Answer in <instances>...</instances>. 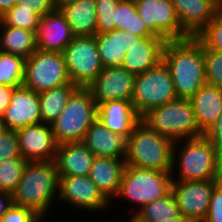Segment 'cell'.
Segmentation results:
<instances>
[{"label":"cell","mask_w":222,"mask_h":222,"mask_svg":"<svg viewBox=\"0 0 222 222\" xmlns=\"http://www.w3.org/2000/svg\"><path fill=\"white\" fill-rule=\"evenodd\" d=\"M70 82L62 53L36 50L25 59L22 86L41 93Z\"/></svg>","instance_id":"cell-9"},{"label":"cell","mask_w":222,"mask_h":222,"mask_svg":"<svg viewBox=\"0 0 222 222\" xmlns=\"http://www.w3.org/2000/svg\"><path fill=\"white\" fill-rule=\"evenodd\" d=\"M203 222H222V186L219 183L212 191L209 209Z\"/></svg>","instance_id":"cell-39"},{"label":"cell","mask_w":222,"mask_h":222,"mask_svg":"<svg viewBox=\"0 0 222 222\" xmlns=\"http://www.w3.org/2000/svg\"><path fill=\"white\" fill-rule=\"evenodd\" d=\"M73 38L66 17L60 10L40 18L36 31L37 50L62 53Z\"/></svg>","instance_id":"cell-18"},{"label":"cell","mask_w":222,"mask_h":222,"mask_svg":"<svg viewBox=\"0 0 222 222\" xmlns=\"http://www.w3.org/2000/svg\"><path fill=\"white\" fill-rule=\"evenodd\" d=\"M59 174L54 160L27 162L21 179L12 193L16 206L33 210L43 220L58 200Z\"/></svg>","instance_id":"cell-2"},{"label":"cell","mask_w":222,"mask_h":222,"mask_svg":"<svg viewBox=\"0 0 222 222\" xmlns=\"http://www.w3.org/2000/svg\"><path fill=\"white\" fill-rule=\"evenodd\" d=\"M44 220L37 215L33 210L16 206H12L8 209L6 214L0 220V222H43Z\"/></svg>","instance_id":"cell-38"},{"label":"cell","mask_w":222,"mask_h":222,"mask_svg":"<svg viewBox=\"0 0 222 222\" xmlns=\"http://www.w3.org/2000/svg\"><path fill=\"white\" fill-rule=\"evenodd\" d=\"M139 16L156 36L183 40L189 36L182 30L171 0H134Z\"/></svg>","instance_id":"cell-13"},{"label":"cell","mask_w":222,"mask_h":222,"mask_svg":"<svg viewBox=\"0 0 222 222\" xmlns=\"http://www.w3.org/2000/svg\"><path fill=\"white\" fill-rule=\"evenodd\" d=\"M25 58L0 51V84L10 87L22 86Z\"/></svg>","instance_id":"cell-31"},{"label":"cell","mask_w":222,"mask_h":222,"mask_svg":"<svg viewBox=\"0 0 222 222\" xmlns=\"http://www.w3.org/2000/svg\"><path fill=\"white\" fill-rule=\"evenodd\" d=\"M28 161L21 158L4 159L0 162V191L12 194L18 185Z\"/></svg>","instance_id":"cell-33"},{"label":"cell","mask_w":222,"mask_h":222,"mask_svg":"<svg viewBox=\"0 0 222 222\" xmlns=\"http://www.w3.org/2000/svg\"><path fill=\"white\" fill-rule=\"evenodd\" d=\"M57 201H63L74 209L85 210V213H102L112 206L89 176H59Z\"/></svg>","instance_id":"cell-11"},{"label":"cell","mask_w":222,"mask_h":222,"mask_svg":"<svg viewBox=\"0 0 222 222\" xmlns=\"http://www.w3.org/2000/svg\"><path fill=\"white\" fill-rule=\"evenodd\" d=\"M126 166L125 159L95 157L89 178L111 202L117 195Z\"/></svg>","instance_id":"cell-24"},{"label":"cell","mask_w":222,"mask_h":222,"mask_svg":"<svg viewBox=\"0 0 222 222\" xmlns=\"http://www.w3.org/2000/svg\"><path fill=\"white\" fill-rule=\"evenodd\" d=\"M83 143L95 157L125 159L127 137L111 132L98 119L90 125Z\"/></svg>","instance_id":"cell-22"},{"label":"cell","mask_w":222,"mask_h":222,"mask_svg":"<svg viewBox=\"0 0 222 222\" xmlns=\"http://www.w3.org/2000/svg\"><path fill=\"white\" fill-rule=\"evenodd\" d=\"M218 183L222 186V156L220 157V160H219Z\"/></svg>","instance_id":"cell-47"},{"label":"cell","mask_w":222,"mask_h":222,"mask_svg":"<svg viewBox=\"0 0 222 222\" xmlns=\"http://www.w3.org/2000/svg\"><path fill=\"white\" fill-rule=\"evenodd\" d=\"M15 88L16 87L0 84V117H2L5 110L10 105L11 96Z\"/></svg>","instance_id":"cell-42"},{"label":"cell","mask_w":222,"mask_h":222,"mask_svg":"<svg viewBox=\"0 0 222 222\" xmlns=\"http://www.w3.org/2000/svg\"><path fill=\"white\" fill-rule=\"evenodd\" d=\"M177 97L190 99L206 84L204 49L195 37L168 40L162 51Z\"/></svg>","instance_id":"cell-1"},{"label":"cell","mask_w":222,"mask_h":222,"mask_svg":"<svg viewBox=\"0 0 222 222\" xmlns=\"http://www.w3.org/2000/svg\"><path fill=\"white\" fill-rule=\"evenodd\" d=\"M218 180L179 181L172 180L171 192L179 214L192 222H203L211 201L212 191Z\"/></svg>","instance_id":"cell-12"},{"label":"cell","mask_w":222,"mask_h":222,"mask_svg":"<svg viewBox=\"0 0 222 222\" xmlns=\"http://www.w3.org/2000/svg\"><path fill=\"white\" fill-rule=\"evenodd\" d=\"M39 20L40 17L33 10L21 7L20 2L0 16V22L3 25L34 32L37 31Z\"/></svg>","instance_id":"cell-32"},{"label":"cell","mask_w":222,"mask_h":222,"mask_svg":"<svg viewBox=\"0 0 222 222\" xmlns=\"http://www.w3.org/2000/svg\"><path fill=\"white\" fill-rule=\"evenodd\" d=\"M78 86L72 82L39 93L40 114L44 124L51 125L65 108Z\"/></svg>","instance_id":"cell-28"},{"label":"cell","mask_w":222,"mask_h":222,"mask_svg":"<svg viewBox=\"0 0 222 222\" xmlns=\"http://www.w3.org/2000/svg\"><path fill=\"white\" fill-rule=\"evenodd\" d=\"M74 36L96 35L97 11L95 0H78L60 9Z\"/></svg>","instance_id":"cell-26"},{"label":"cell","mask_w":222,"mask_h":222,"mask_svg":"<svg viewBox=\"0 0 222 222\" xmlns=\"http://www.w3.org/2000/svg\"><path fill=\"white\" fill-rule=\"evenodd\" d=\"M195 38L203 49L222 52V14L218 12Z\"/></svg>","instance_id":"cell-34"},{"label":"cell","mask_w":222,"mask_h":222,"mask_svg":"<svg viewBox=\"0 0 222 222\" xmlns=\"http://www.w3.org/2000/svg\"><path fill=\"white\" fill-rule=\"evenodd\" d=\"M37 50L36 32L0 22V51L27 59Z\"/></svg>","instance_id":"cell-27"},{"label":"cell","mask_w":222,"mask_h":222,"mask_svg":"<svg viewBox=\"0 0 222 222\" xmlns=\"http://www.w3.org/2000/svg\"><path fill=\"white\" fill-rule=\"evenodd\" d=\"M11 158H21L18 136L14 130H5L0 135V162Z\"/></svg>","instance_id":"cell-37"},{"label":"cell","mask_w":222,"mask_h":222,"mask_svg":"<svg viewBox=\"0 0 222 222\" xmlns=\"http://www.w3.org/2000/svg\"><path fill=\"white\" fill-rule=\"evenodd\" d=\"M70 81L88 87L103 70L95 35L74 36L62 52Z\"/></svg>","instance_id":"cell-10"},{"label":"cell","mask_w":222,"mask_h":222,"mask_svg":"<svg viewBox=\"0 0 222 222\" xmlns=\"http://www.w3.org/2000/svg\"><path fill=\"white\" fill-rule=\"evenodd\" d=\"M95 155L83 142L57 146L54 162L59 176H89Z\"/></svg>","instance_id":"cell-21"},{"label":"cell","mask_w":222,"mask_h":222,"mask_svg":"<svg viewBox=\"0 0 222 222\" xmlns=\"http://www.w3.org/2000/svg\"><path fill=\"white\" fill-rule=\"evenodd\" d=\"M189 100L198 128L204 134L222 113V89L206 83Z\"/></svg>","instance_id":"cell-25"},{"label":"cell","mask_w":222,"mask_h":222,"mask_svg":"<svg viewBox=\"0 0 222 222\" xmlns=\"http://www.w3.org/2000/svg\"><path fill=\"white\" fill-rule=\"evenodd\" d=\"M171 172H162L125 166L117 195L111 201H129L139 210L142 206L157 201L171 191ZM122 198V199H121ZM138 205V206H137Z\"/></svg>","instance_id":"cell-7"},{"label":"cell","mask_w":222,"mask_h":222,"mask_svg":"<svg viewBox=\"0 0 222 222\" xmlns=\"http://www.w3.org/2000/svg\"><path fill=\"white\" fill-rule=\"evenodd\" d=\"M135 77L123 67H106L87 88L97 105L113 100L131 101Z\"/></svg>","instance_id":"cell-14"},{"label":"cell","mask_w":222,"mask_h":222,"mask_svg":"<svg viewBox=\"0 0 222 222\" xmlns=\"http://www.w3.org/2000/svg\"><path fill=\"white\" fill-rule=\"evenodd\" d=\"M215 147L219 157L222 156V113L203 134Z\"/></svg>","instance_id":"cell-40"},{"label":"cell","mask_w":222,"mask_h":222,"mask_svg":"<svg viewBox=\"0 0 222 222\" xmlns=\"http://www.w3.org/2000/svg\"><path fill=\"white\" fill-rule=\"evenodd\" d=\"M17 3L18 0H0V16L13 8Z\"/></svg>","instance_id":"cell-44"},{"label":"cell","mask_w":222,"mask_h":222,"mask_svg":"<svg viewBox=\"0 0 222 222\" xmlns=\"http://www.w3.org/2000/svg\"><path fill=\"white\" fill-rule=\"evenodd\" d=\"M178 99L168 66L161 60L135 77L132 105L142 118L151 109Z\"/></svg>","instance_id":"cell-8"},{"label":"cell","mask_w":222,"mask_h":222,"mask_svg":"<svg viewBox=\"0 0 222 222\" xmlns=\"http://www.w3.org/2000/svg\"><path fill=\"white\" fill-rule=\"evenodd\" d=\"M6 130L41 124L39 93L24 86L16 87L10 105L2 115Z\"/></svg>","instance_id":"cell-16"},{"label":"cell","mask_w":222,"mask_h":222,"mask_svg":"<svg viewBox=\"0 0 222 222\" xmlns=\"http://www.w3.org/2000/svg\"><path fill=\"white\" fill-rule=\"evenodd\" d=\"M165 40L158 36L142 37L128 47L122 67L138 75L156 66L162 60Z\"/></svg>","instance_id":"cell-20"},{"label":"cell","mask_w":222,"mask_h":222,"mask_svg":"<svg viewBox=\"0 0 222 222\" xmlns=\"http://www.w3.org/2000/svg\"><path fill=\"white\" fill-rule=\"evenodd\" d=\"M219 12L222 14V0H219Z\"/></svg>","instance_id":"cell-50"},{"label":"cell","mask_w":222,"mask_h":222,"mask_svg":"<svg viewBox=\"0 0 222 222\" xmlns=\"http://www.w3.org/2000/svg\"><path fill=\"white\" fill-rule=\"evenodd\" d=\"M78 0H54V4L56 6V10H60L67 4L77 2Z\"/></svg>","instance_id":"cell-45"},{"label":"cell","mask_w":222,"mask_h":222,"mask_svg":"<svg viewBox=\"0 0 222 222\" xmlns=\"http://www.w3.org/2000/svg\"><path fill=\"white\" fill-rule=\"evenodd\" d=\"M16 134L23 159L28 162L54 160L58 144L51 125L41 123L25 126L16 130Z\"/></svg>","instance_id":"cell-15"},{"label":"cell","mask_w":222,"mask_h":222,"mask_svg":"<svg viewBox=\"0 0 222 222\" xmlns=\"http://www.w3.org/2000/svg\"><path fill=\"white\" fill-rule=\"evenodd\" d=\"M219 160L217 150L204 135L176 141L173 145L172 180H218Z\"/></svg>","instance_id":"cell-3"},{"label":"cell","mask_w":222,"mask_h":222,"mask_svg":"<svg viewBox=\"0 0 222 222\" xmlns=\"http://www.w3.org/2000/svg\"><path fill=\"white\" fill-rule=\"evenodd\" d=\"M141 120L173 142L203 135L189 99H176L151 109Z\"/></svg>","instance_id":"cell-6"},{"label":"cell","mask_w":222,"mask_h":222,"mask_svg":"<svg viewBox=\"0 0 222 222\" xmlns=\"http://www.w3.org/2000/svg\"><path fill=\"white\" fill-rule=\"evenodd\" d=\"M21 7L33 10L40 18L49 12L56 10L54 0H18Z\"/></svg>","instance_id":"cell-41"},{"label":"cell","mask_w":222,"mask_h":222,"mask_svg":"<svg viewBox=\"0 0 222 222\" xmlns=\"http://www.w3.org/2000/svg\"><path fill=\"white\" fill-rule=\"evenodd\" d=\"M206 83L222 89V52L204 49Z\"/></svg>","instance_id":"cell-36"},{"label":"cell","mask_w":222,"mask_h":222,"mask_svg":"<svg viewBox=\"0 0 222 222\" xmlns=\"http://www.w3.org/2000/svg\"><path fill=\"white\" fill-rule=\"evenodd\" d=\"M130 219L127 220L126 222H139L137 219H135L133 216L129 217Z\"/></svg>","instance_id":"cell-49"},{"label":"cell","mask_w":222,"mask_h":222,"mask_svg":"<svg viewBox=\"0 0 222 222\" xmlns=\"http://www.w3.org/2000/svg\"><path fill=\"white\" fill-rule=\"evenodd\" d=\"M133 213V217L139 222H162L177 217L179 210L176 199L170 191L163 198L152 201Z\"/></svg>","instance_id":"cell-30"},{"label":"cell","mask_w":222,"mask_h":222,"mask_svg":"<svg viewBox=\"0 0 222 222\" xmlns=\"http://www.w3.org/2000/svg\"><path fill=\"white\" fill-rule=\"evenodd\" d=\"M5 130H6V127H5L4 121H3L2 118L0 117V135H1L2 133H4Z\"/></svg>","instance_id":"cell-48"},{"label":"cell","mask_w":222,"mask_h":222,"mask_svg":"<svg viewBox=\"0 0 222 222\" xmlns=\"http://www.w3.org/2000/svg\"><path fill=\"white\" fill-rule=\"evenodd\" d=\"M96 45L99 58L103 68L122 67V63L128 47L141 37L121 30H111L103 33H96Z\"/></svg>","instance_id":"cell-23"},{"label":"cell","mask_w":222,"mask_h":222,"mask_svg":"<svg viewBox=\"0 0 222 222\" xmlns=\"http://www.w3.org/2000/svg\"><path fill=\"white\" fill-rule=\"evenodd\" d=\"M174 142L142 120L127 138L125 162L136 168L171 172Z\"/></svg>","instance_id":"cell-4"},{"label":"cell","mask_w":222,"mask_h":222,"mask_svg":"<svg viewBox=\"0 0 222 222\" xmlns=\"http://www.w3.org/2000/svg\"><path fill=\"white\" fill-rule=\"evenodd\" d=\"M162 222H192V221L184 218L182 215L179 214L177 217Z\"/></svg>","instance_id":"cell-46"},{"label":"cell","mask_w":222,"mask_h":222,"mask_svg":"<svg viewBox=\"0 0 222 222\" xmlns=\"http://www.w3.org/2000/svg\"><path fill=\"white\" fill-rule=\"evenodd\" d=\"M182 30L196 37L219 12V0H171Z\"/></svg>","instance_id":"cell-17"},{"label":"cell","mask_w":222,"mask_h":222,"mask_svg":"<svg viewBox=\"0 0 222 222\" xmlns=\"http://www.w3.org/2000/svg\"><path fill=\"white\" fill-rule=\"evenodd\" d=\"M97 119V104L87 87H78L59 117L51 124L56 143L83 142L90 125Z\"/></svg>","instance_id":"cell-5"},{"label":"cell","mask_w":222,"mask_h":222,"mask_svg":"<svg viewBox=\"0 0 222 222\" xmlns=\"http://www.w3.org/2000/svg\"><path fill=\"white\" fill-rule=\"evenodd\" d=\"M120 0H95L97 11L96 33L115 30V10Z\"/></svg>","instance_id":"cell-35"},{"label":"cell","mask_w":222,"mask_h":222,"mask_svg":"<svg viewBox=\"0 0 222 222\" xmlns=\"http://www.w3.org/2000/svg\"><path fill=\"white\" fill-rule=\"evenodd\" d=\"M115 30L132 32L139 37L154 35L138 14L134 0H120L115 10Z\"/></svg>","instance_id":"cell-29"},{"label":"cell","mask_w":222,"mask_h":222,"mask_svg":"<svg viewBox=\"0 0 222 222\" xmlns=\"http://www.w3.org/2000/svg\"><path fill=\"white\" fill-rule=\"evenodd\" d=\"M97 119L111 132L127 138L141 121L130 100H113L98 104Z\"/></svg>","instance_id":"cell-19"},{"label":"cell","mask_w":222,"mask_h":222,"mask_svg":"<svg viewBox=\"0 0 222 222\" xmlns=\"http://www.w3.org/2000/svg\"><path fill=\"white\" fill-rule=\"evenodd\" d=\"M12 194L0 191V220L12 206Z\"/></svg>","instance_id":"cell-43"}]
</instances>
